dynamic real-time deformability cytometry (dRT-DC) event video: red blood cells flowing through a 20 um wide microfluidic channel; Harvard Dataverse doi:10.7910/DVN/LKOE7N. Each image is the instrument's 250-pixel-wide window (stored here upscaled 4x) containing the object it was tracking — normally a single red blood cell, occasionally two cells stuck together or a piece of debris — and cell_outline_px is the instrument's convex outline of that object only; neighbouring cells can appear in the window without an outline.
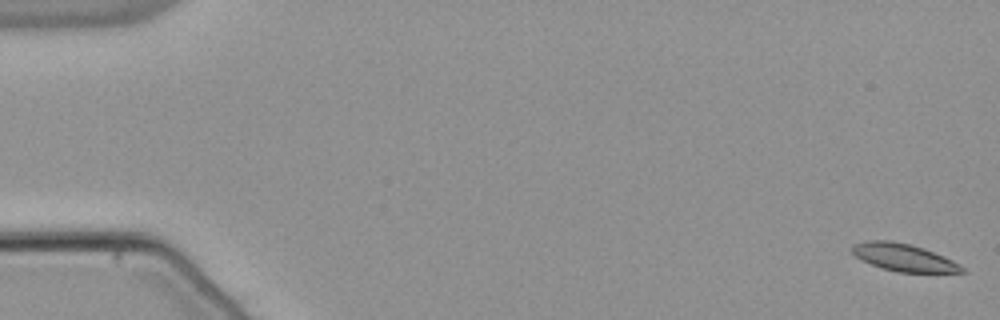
{"species": "common noctule bat (a hibernating species)", "species_latin": "Nyctalus noctula", "temperature_condition": "warm", "stored_images_in_passage": 55, "camera_frame_rate_fps": 3000, "um_per_image_px": 0.085, "animal": {"sex": "male", "body_mass_g": 21.5, "forearm_length_mm": 52.0}, "frame": {"image": 1, "passage_image": 1, "time_ms": 0.0, "image_size_px": [1000, 320], "cell_outline_px": [[968, 272], [896, 272], [880, 268], [856, 256], [852, 252], [852, 244], [864, 240], [888, 240], [908, 244], [924, 248], [944, 256], [960, 264]], "centroid_in_image_um": [76.81, 21.88], "position_along_channel_um": 8.2, "area_um2": 17.51}}
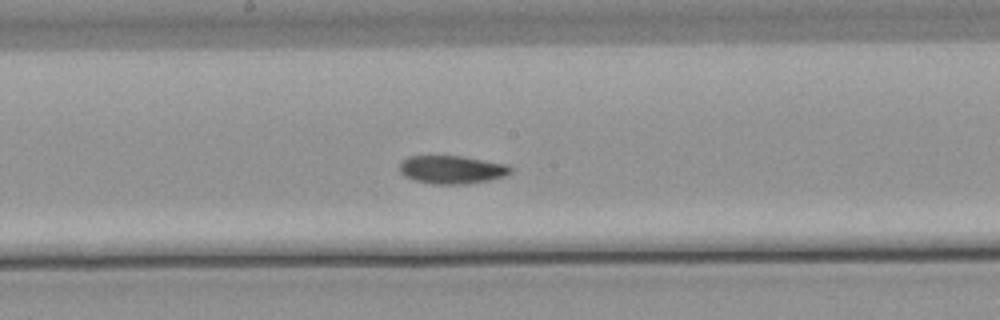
{"frame": {"image": 2, "passage_image": 30, "time_ms": 9.667, "image_size_px": [1000, 320], "cell_outline_px": [[512, 172], [504, 176], [488, 180], [468, 184], [432, 184], [412, 180], [404, 176], [400, 172], [400, 160], [408, 156], [460, 156], [508, 164], [512, 168]], "centroid_in_image_um": [38.38, 14.42], "position_along_channel_um": 209.8, "area_um2": 18.38}}
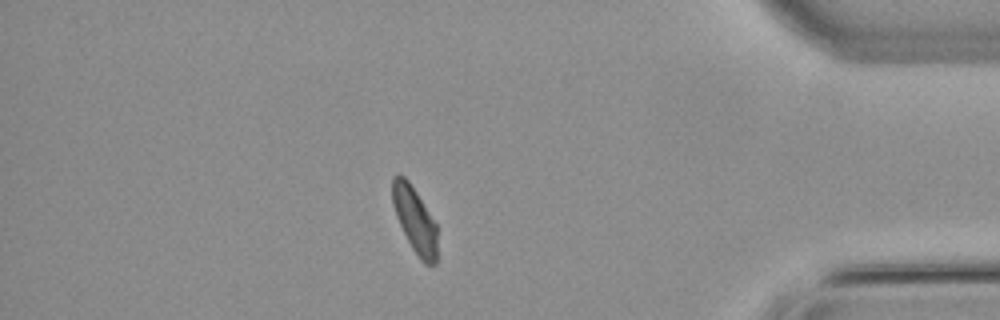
{"frame": {"image": 3, "passage_image": 48, "time_ms": 15.667, "image_size_px": [1000, 320], "cell_outline_px": [[436, 264], [424, 264], [420, 260], [412, 248], [396, 216], [392, 204], [392, 176], [396, 172], [404, 176], [408, 180], [416, 192], [436, 224]], "centroid_in_image_um": [35.23, 18.65], "position_along_channel_um": 400.0, "area_um2": 16.99}, "authors_computed_cell_mechanics": {"area_um2": 18.207, "velocity_mm_per_s": 3.7783, "shape_relaxation_time_tau1_ms": 6.0165, "shape_relaxation_time_tau2_ms": 3.1426, "deformation_change_tau1": 0.1377, "deformation_change_tau2": 0.0756}}